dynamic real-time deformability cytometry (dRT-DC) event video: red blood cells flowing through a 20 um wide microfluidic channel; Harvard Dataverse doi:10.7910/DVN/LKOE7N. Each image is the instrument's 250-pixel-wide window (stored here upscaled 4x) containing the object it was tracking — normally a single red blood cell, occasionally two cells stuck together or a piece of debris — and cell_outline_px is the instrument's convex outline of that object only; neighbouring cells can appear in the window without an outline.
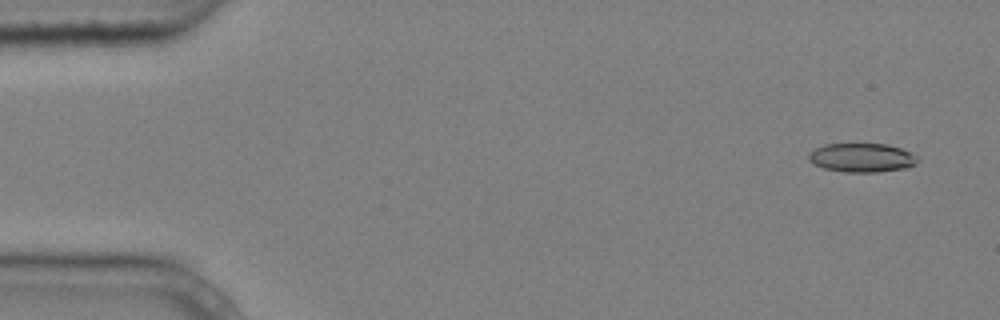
{"species": "common noctule bat (a hibernating species)", "species_latin": "Nyctalus noctula", "temperature_condition": "cold", "stored_images_in_passage": 6, "camera_frame_rate_fps": 3000, "um_per_image_px": 0.085, "animal": {"sex": "male", "body_mass_g": 20.4}, "frame": {"image": 1, "passage_image": 1, "time_ms": 0.0, "image_size_px": [1000, 320], "cell_outline_px": [[920, 160], [916, 164], [908, 168], [876, 172], [844, 172], [824, 168], [808, 160], [808, 152], [824, 144], [888, 144], [912, 152]], "centroid_in_image_um": [73.29, 13.4], "position_along_channel_um": 11.7, "area_um2": 18.5}}
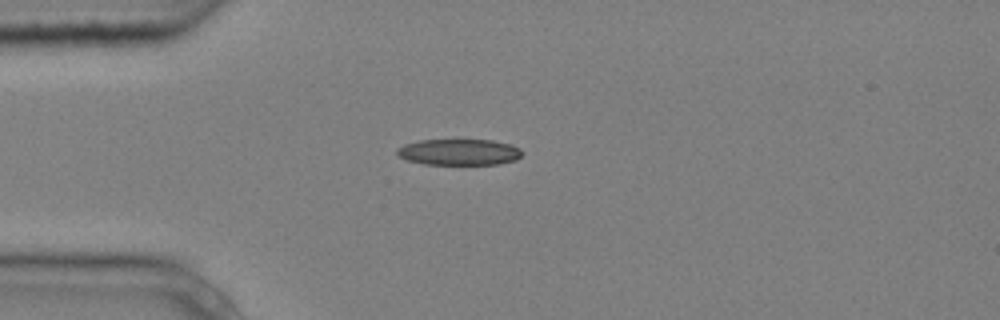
{"frame": {"image": 2, "passage_image": 4, "time_ms": 1.0, "image_size_px": [1000, 320], "cell_outline_px": [[520, 156], [516, 160], [500, 164], [424, 164], [408, 160], [400, 156], [396, 152], [396, 148], [404, 144], [420, 140], [492, 140], [512, 144], [520, 148]], "centroid_in_image_um": [39.03, 12.92], "position_along_channel_um": 46.0, "area_um2": 19.02}}
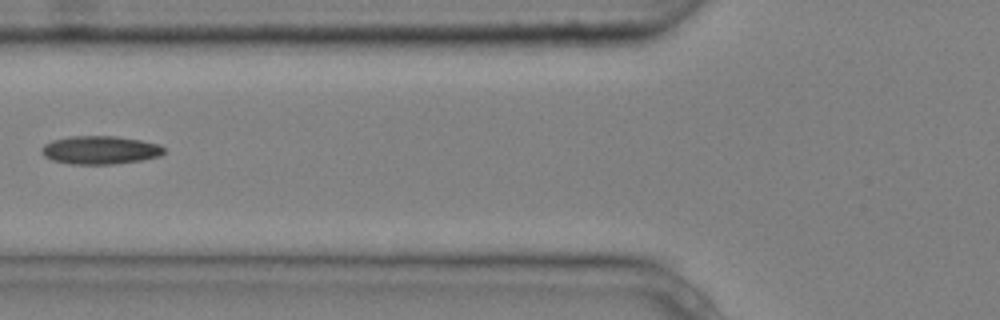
{"frame": {"image": 3, "passage_image": 6, "time_ms": 1.667, "image_size_px": [1000, 320], "cell_outline_px": [[164, 152], [160, 156], [140, 160], [112, 164], [72, 164], [52, 160], [44, 156], [40, 152], [40, 148], [44, 144], [52, 140], [68, 136], [116, 136], [140, 140], [160, 144], [164, 148]], "centroid_in_image_um": [8.47, 12.74], "position_along_channel_um": 117.3, "area_um2": 20.23}}